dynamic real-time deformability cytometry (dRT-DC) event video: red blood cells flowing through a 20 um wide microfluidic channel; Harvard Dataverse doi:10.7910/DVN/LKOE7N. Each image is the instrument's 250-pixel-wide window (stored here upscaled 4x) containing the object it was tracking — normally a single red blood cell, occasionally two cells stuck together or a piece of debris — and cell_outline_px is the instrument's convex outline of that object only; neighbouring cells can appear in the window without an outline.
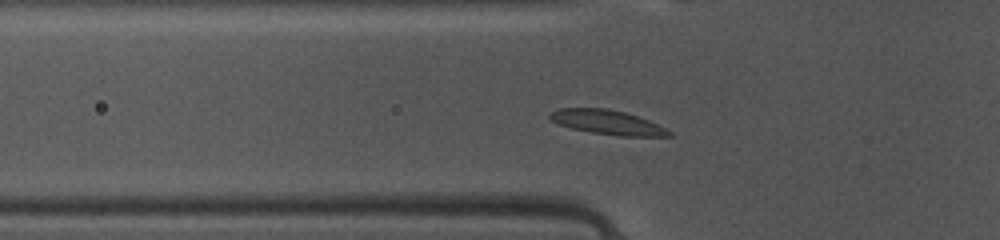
{"species": "common noctule bat (a hibernating species)", "species_latin": "Nyctalus noctula", "temperature_condition": "warm", "stored_images_in_passage": 42, "camera_frame_rate_fps": 3000, "um_per_image_px": 0.085, "animal": {"sex": "female", "body_mass_g": 10.0, "forearm_length_mm": 53.1}, "frame": {"image": 1, "passage_image": 9, "time_ms": 2.667, "image_size_px": [1000, 240], "cell_outline_px": [[672, 136], [620, 136], [592, 132], [572, 128], [556, 124], [548, 116], [552, 112], [560, 108], [608, 108], [624, 112], [648, 120], [672, 132]], "centroid_in_image_um": [51.61, 10.39], "position_along_channel_um": 74.2, "area_um2": 16.7}}
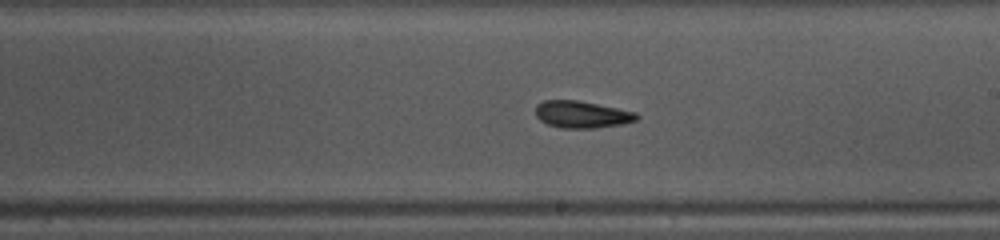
{"frame": {"image": 2, "passage_image": 21, "time_ms": 6.667, "image_size_px": [1000, 240], "cell_outline_px": [[640, 116], [636, 120], [624, 124], [596, 128], [560, 128], [548, 124], [540, 120], [536, 116], [536, 104], [544, 100], [580, 100], [636, 112]], "centroid_in_image_um": [49.47, 9.73], "position_along_channel_um": 239.5, "area_um2": 16.07}}
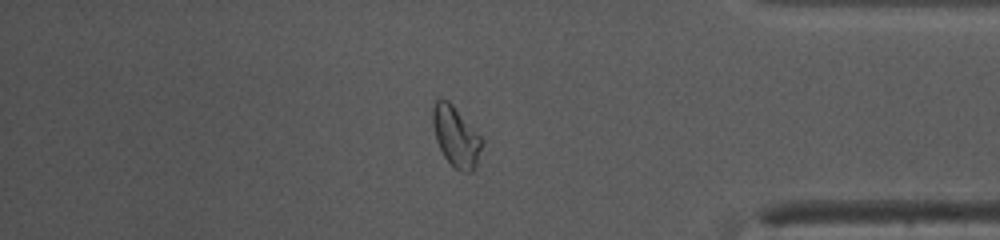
{"frame": {"image": 3, "passage_image": 34, "time_ms": 11.0, "image_size_px": [1000, 240], "cell_outline_px": [[484, 140], [476, 164], [472, 172], [460, 172], [444, 156], [436, 140], [432, 124], [432, 108], [436, 100], [448, 100], [452, 104]], "centroid_in_image_um": [38.75, 11.6], "position_along_channel_um": 396.5, "area_um2": 17.05}, "authors_computed_cell_mechanics": {"area_um2": 16.1551, "velocity_mm_per_s": 4.1116, "shape_relaxation_time_tau1_ms": 3.0256, "shape_relaxation_time_tau2_ms": 2.0311, "deformation_change_tau1": 0.0932, "deformation_change_tau2": 0.0688}}